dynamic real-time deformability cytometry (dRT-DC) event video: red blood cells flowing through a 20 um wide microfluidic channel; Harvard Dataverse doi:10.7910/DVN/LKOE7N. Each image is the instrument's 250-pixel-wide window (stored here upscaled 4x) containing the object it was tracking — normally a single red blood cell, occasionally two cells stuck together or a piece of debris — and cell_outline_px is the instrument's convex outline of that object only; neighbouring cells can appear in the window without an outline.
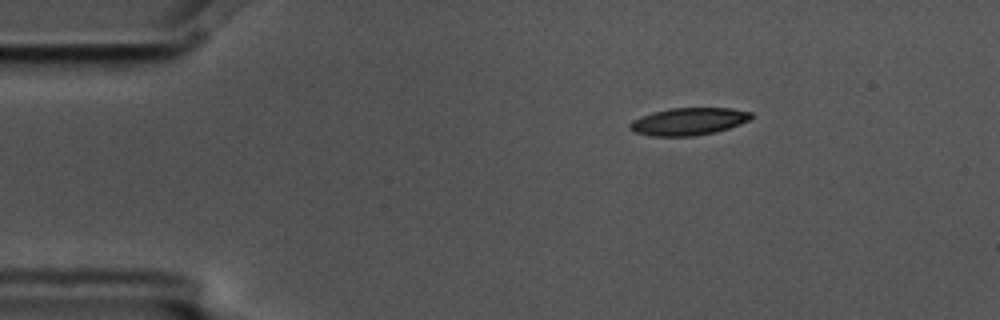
{"species": "common noctule bat (a hibernating species)", "species_latin": "Nyctalus noctula", "temperature_condition": "cold", "stored_images_in_passage": 3, "camera_frame_rate_fps": 3000, "um_per_image_px": 0.085, "animal": {"sex": "male", "body_mass_g": 17.5, "forearm_length_mm": 52.3}, "frame": {"image": 1, "passage_image": 1, "time_ms": 0.0, "image_size_px": [1000, 320], "cell_outline_px": [[752, 116], [748, 120], [740, 124], [716, 132], [692, 136], [652, 136], [636, 132], [628, 128], [628, 124], [632, 120], [656, 112], [672, 108], [732, 108], [752, 112]], "centroid_in_image_um": [58.54, 10.33], "position_along_channel_um": 26.5, "area_um2": 19.13}}